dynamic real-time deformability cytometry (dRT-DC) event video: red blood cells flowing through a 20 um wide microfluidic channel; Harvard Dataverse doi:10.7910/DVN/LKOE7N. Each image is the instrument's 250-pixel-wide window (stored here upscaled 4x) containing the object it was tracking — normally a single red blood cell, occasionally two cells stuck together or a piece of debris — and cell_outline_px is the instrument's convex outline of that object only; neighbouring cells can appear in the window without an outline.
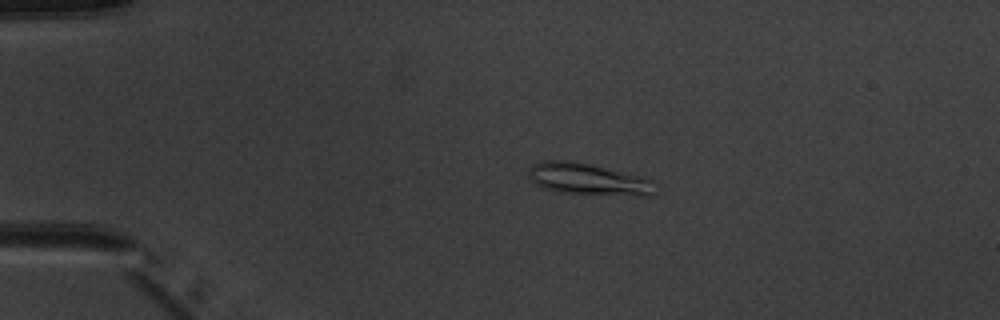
{"species": "common noctule bat (a hibernating species)", "species_latin": "Nyctalus noctula", "temperature_condition": "warm", "stored_images_in_passage": 6, "camera_frame_rate_fps": 3000, "um_per_image_px": 0.085, "animal": {"sex": "male", "body_mass_g": 20.1, "forearm_length_mm": 53.5}, "frame": {"image": 1, "passage_image": 4, "time_ms": 3.333, "image_size_px": [1000, 320], "cell_outline_px": [[656, 192], [652, 196], [640, 196], [560, 192], [540, 188], [528, 176], [528, 168], [532, 164], [540, 160], [576, 160], [644, 176], [656, 180]], "centroid_in_image_um": [50.05, 15.21], "position_along_channel_um": 35.0, "area_um2": 24.22}}